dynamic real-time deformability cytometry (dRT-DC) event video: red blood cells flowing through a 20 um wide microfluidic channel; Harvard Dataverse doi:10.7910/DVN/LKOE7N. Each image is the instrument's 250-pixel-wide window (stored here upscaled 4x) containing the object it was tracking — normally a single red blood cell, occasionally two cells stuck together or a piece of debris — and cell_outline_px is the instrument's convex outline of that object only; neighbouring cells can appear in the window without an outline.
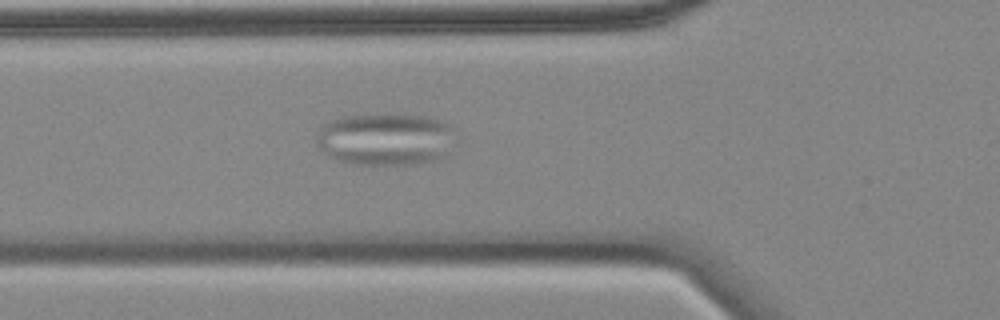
{"species": "common noctule bat (a hibernating species)", "species_latin": "Nyctalus noctula", "temperature_condition": "cold", "stored_images_in_passage": 56, "camera_frame_rate_fps": 3000, "um_per_image_px": 0.085, "animal": {"sex": "female", "body_mass_g": 18.4}, "frame": {"image": 1, "passage_image": 18, "time_ms": 5.667, "image_size_px": [1000, 320], "cell_outline_px": [[456, 136], [444, 156], [432, 160], [412, 164], [356, 164], [340, 160], [328, 156], [316, 144], [316, 140], [320, 128], [324, 124], [332, 120], [344, 116], [392, 112], [428, 116], [444, 120], [452, 124]], "centroid_in_image_um": [32.81, 11.78], "position_along_channel_um": 93.0, "area_um2": 43.12}}
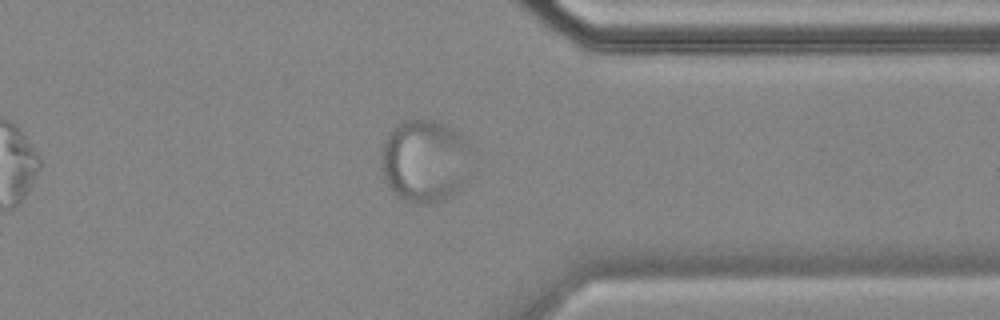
{"frame": {"image": 2, "passage_image": 43, "time_ms": 14.0, "image_size_px": [1000, 320], "cell_outline_px": [[468, 144], [460, 188], [452, 196], [440, 200], [424, 204], [416, 204], [404, 200], [388, 184], [384, 176], [380, 160], [384, 144], [388, 132], [400, 120], [432, 120], [444, 124], [452, 128], [468, 140]], "centroid_in_image_um": [36.02, 13.64], "position_along_channel_um": 375.4, "area_um2": 42.37}}
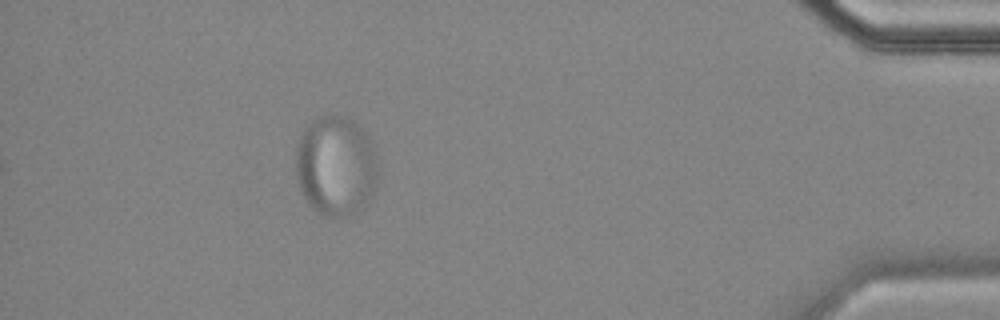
{"frame": {"image": 3, "passage_image": 50, "time_ms": 16.333, "image_size_px": [1000, 320], "cell_outline_px": [[380, 164], [376, 188], [372, 196], [364, 208], [356, 216], [340, 220], [316, 212], [308, 204], [300, 188], [296, 176], [296, 144], [304, 128], [312, 120], [320, 116], [332, 112], [356, 120], [372, 140]], "centroid_in_image_um": [28.61, 14.12], "position_along_channel_um": 406.6, "area_um2": 50.17}}